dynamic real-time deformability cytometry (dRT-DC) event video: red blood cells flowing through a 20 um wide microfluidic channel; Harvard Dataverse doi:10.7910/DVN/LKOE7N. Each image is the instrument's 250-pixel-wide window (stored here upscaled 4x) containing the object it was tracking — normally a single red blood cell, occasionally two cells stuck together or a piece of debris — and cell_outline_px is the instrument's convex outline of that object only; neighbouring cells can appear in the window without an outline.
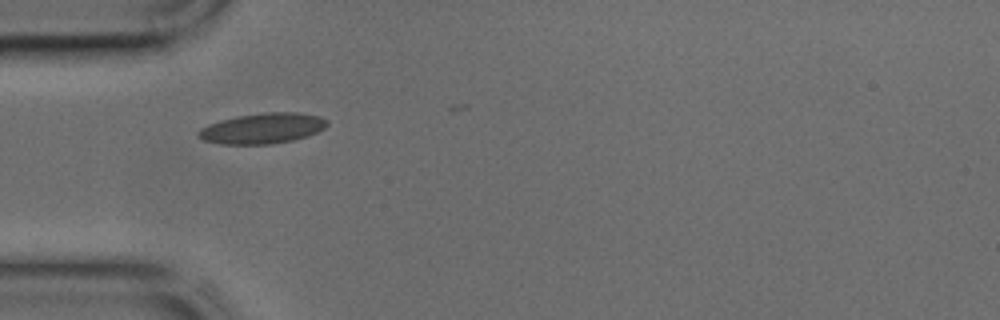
{"species": "common noctule bat (a hibernating species)", "species_latin": "Nyctalus noctula", "temperature_condition": "cold", "stored_images_in_passage": 3, "camera_frame_rate_fps": 3000, "um_per_image_px": 0.085, "animal": {"sex": "male", "body_mass_g": 17.9, "forearm_length_mm": 54.2}, "frame": {"image": 1, "passage_image": 1, "time_ms": 0.0, "image_size_px": [1000, 320], "cell_outline_px": [[328, 124], [324, 128], [308, 136], [292, 140], [272, 144], [220, 144], [204, 140], [196, 136], [196, 132], [200, 128], [208, 124], [220, 120], [236, 116], [264, 112], [300, 112], [320, 116], [328, 120]], "centroid_in_image_um": [22.3, 10.9], "position_along_channel_um": 62.7, "area_um2": 23.12}}